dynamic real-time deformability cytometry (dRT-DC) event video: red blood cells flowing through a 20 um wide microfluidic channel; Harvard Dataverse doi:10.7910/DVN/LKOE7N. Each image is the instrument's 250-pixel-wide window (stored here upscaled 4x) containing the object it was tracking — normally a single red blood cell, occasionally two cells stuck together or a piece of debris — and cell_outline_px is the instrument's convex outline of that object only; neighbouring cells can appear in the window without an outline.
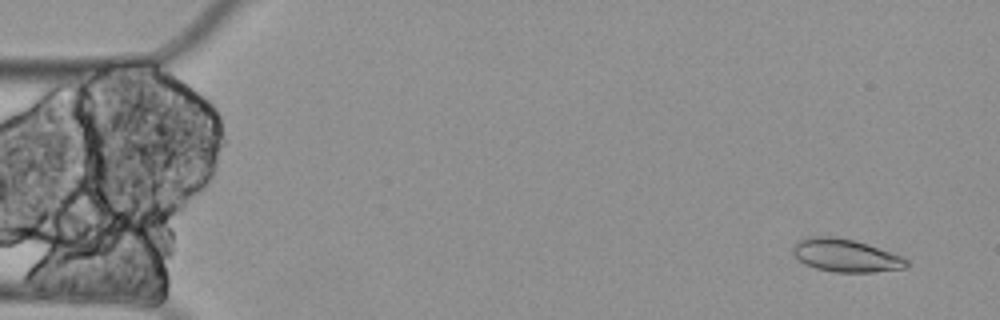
{"species": "Egyptian fruit bat (a non-hibernating species)", "species_latin": "Rousettus aegyptiacus", "temperature_condition": "cold", "stored_images_in_passage": 4, "camera_frame_rate_fps": 3000, "um_per_image_px": 0.085, "animal": {"sex": "female"}, "frame": {"image": 1, "passage_image": 1, "time_ms": 0.0, "image_size_px": [1000, 320], "cell_outline_px": [[908, 268], [872, 272], [832, 272], [816, 268], [804, 264], [792, 252], [792, 244], [808, 236], [832, 236], [856, 240], [900, 256], [908, 260]], "centroid_in_image_um": [71.86, 21.71], "position_along_channel_um": 13.1, "area_um2": 21.79}}